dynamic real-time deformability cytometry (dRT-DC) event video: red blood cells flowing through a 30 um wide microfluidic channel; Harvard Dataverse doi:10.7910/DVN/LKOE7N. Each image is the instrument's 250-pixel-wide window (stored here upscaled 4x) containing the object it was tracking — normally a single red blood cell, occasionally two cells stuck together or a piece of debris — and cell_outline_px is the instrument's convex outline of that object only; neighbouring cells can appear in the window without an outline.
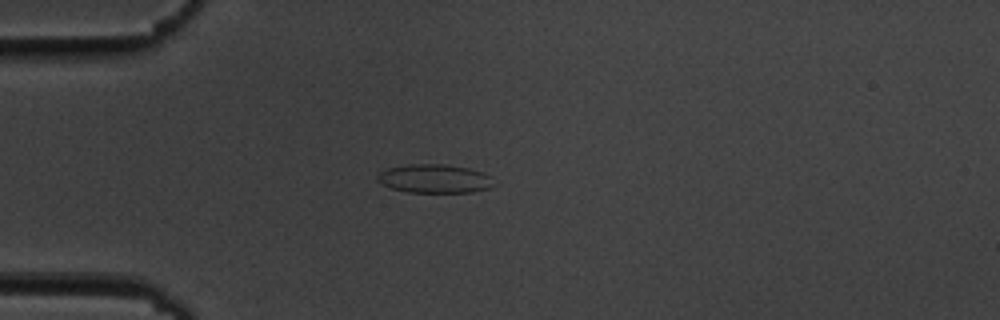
{"species": "common noctule bat (a hibernating species)", "species_latin": "Nyctalus noctula", "temperature_condition": "cold", "stored_images_in_passage": 54, "camera_frame_rate_fps": 3000, "um_per_image_px": 0.085, "animal": {"sex": "male", "body_mass_g": 19.5, "forearm_length_mm": 54.6}, "frame": {"image": 1, "passage_image": 14, "time_ms": 4.333, "image_size_px": [1000, 320], "cell_outline_px": [[492, 188], [472, 192], [408, 192], [388, 188], [380, 184], [376, 180], [376, 176], [380, 172], [388, 168], [408, 164], [444, 164], [468, 168], [484, 172], [488, 176]], "centroid_in_image_um": [36.86, 15.19], "position_along_channel_um": 48.1, "area_um2": 19.48}}
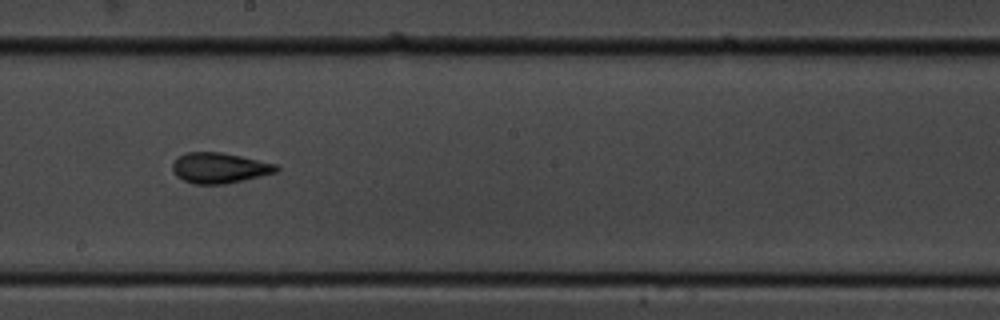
{"frame": {"image": 2, "passage_image": 30, "time_ms": 9.667, "image_size_px": [1000, 320], "cell_outline_px": [[280, 168], [276, 172], [224, 184], [192, 184], [176, 176], [172, 168], [172, 164], [180, 156], [188, 152], [220, 152], [240, 156], [276, 164]], "centroid_in_image_um": [18.63, 14.28], "position_along_channel_um": 229.6, "area_um2": 18.15}}
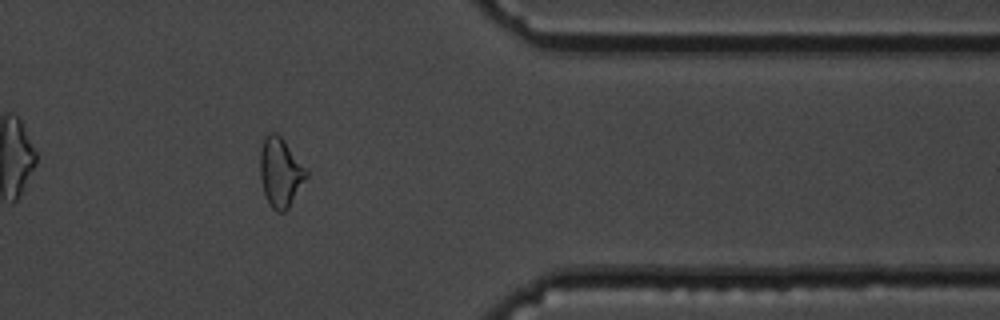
{"frame": {"image": 3, "passage_image": 44, "time_ms": 14.333, "image_size_px": [1000, 320], "cell_outline_px": [[308, 176], [288, 208], [284, 212], [276, 212], [268, 204], [260, 180], [260, 152], [264, 136], [268, 132], [276, 132], [284, 140], [308, 172]], "centroid_in_image_um": [23.81, 14.65], "position_along_channel_um": 387.6, "area_um2": 18.61}, "authors_computed_cell_mechanics": {"area_um2": 18.9006, "velocity_mm_per_s": 3.6999, "shape_relaxation_time_tau1_ms": null, "shape_relaxation_time_tau2_ms": 2.4929, "deformation_change_tau1": null, "deformation_change_tau2": 0.0841}}